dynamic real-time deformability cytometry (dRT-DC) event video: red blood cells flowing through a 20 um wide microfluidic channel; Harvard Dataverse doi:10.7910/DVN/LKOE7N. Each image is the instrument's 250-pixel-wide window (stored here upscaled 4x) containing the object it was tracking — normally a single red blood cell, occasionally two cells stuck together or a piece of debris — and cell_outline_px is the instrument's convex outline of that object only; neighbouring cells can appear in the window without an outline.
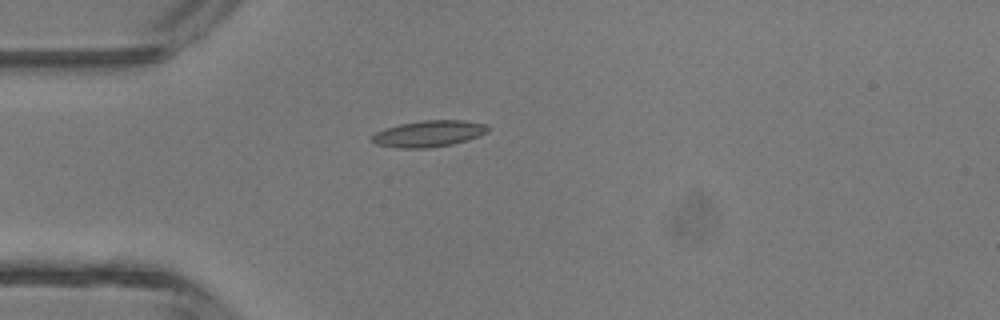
{"species": "common noctule bat (a hibernating species)", "species_latin": "Nyctalus noctula", "temperature_condition": "room temperature", "stored_images_in_passage": 5, "camera_frame_rate_fps": 3000, "um_per_image_px": 0.085, "animal": {"sex": "male", "body_mass_g": 13.3}, "frame": {"image": 1, "passage_image": 5, "time_ms": 5.333, "image_size_px": [1000, 320], "cell_outline_px": [[492, 128], [488, 132], [480, 136], [468, 140], [452, 144], [428, 148], [400, 148], [376, 144], [372, 140], [372, 136], [376, 132], [400, 124], [420, 120], [464, 120], [484, 124]], "centroid_in_image_um": [36.51, 11.36], "position_along_channel_um": 48.5, "area_um2": 17.8}}